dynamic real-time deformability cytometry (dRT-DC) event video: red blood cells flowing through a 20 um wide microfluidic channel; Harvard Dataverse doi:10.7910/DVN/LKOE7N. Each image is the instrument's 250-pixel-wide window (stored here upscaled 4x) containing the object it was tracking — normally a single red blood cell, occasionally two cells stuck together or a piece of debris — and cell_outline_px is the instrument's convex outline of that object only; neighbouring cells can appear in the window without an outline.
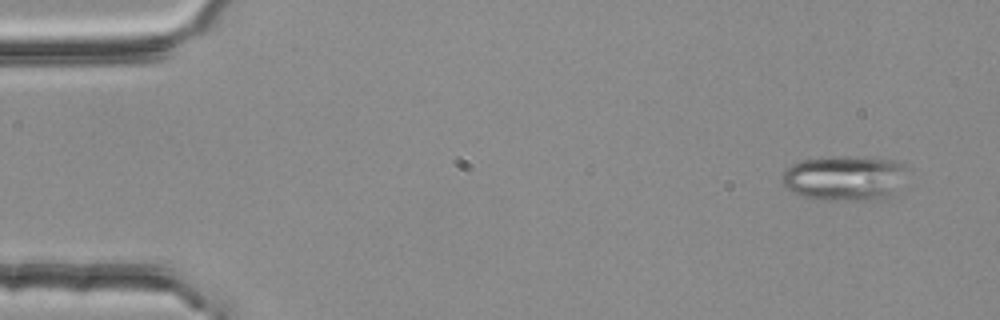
{"species": "common noctule bat (a hibernating species)", "species_latin": "Nyctalus noctula", "temperature_condition": "room temperature", "stored_images_in_passage": 2, "camera_frame_rate_fps": 3000, "um_per_image_px": 0.085, "animal": {"sex": "female", "body_mass_g": 25.1}, "frame": {"image": 1, "passage_image": 2, "time_ms": 0.333, "image_size_px": [1000, 320], "cell_outline_px": [[904, 168], [896, 196], [888, 200], [832, 200], [800, 196], [784, 188], [780, 180], [780, 176], [784, 168], [800, 160], [892, 160], [904, 164]], "centroid_in_image_um": [71.72, 15.24], "position_along_channel_um": 13.3, "area_um2": 31.85}}